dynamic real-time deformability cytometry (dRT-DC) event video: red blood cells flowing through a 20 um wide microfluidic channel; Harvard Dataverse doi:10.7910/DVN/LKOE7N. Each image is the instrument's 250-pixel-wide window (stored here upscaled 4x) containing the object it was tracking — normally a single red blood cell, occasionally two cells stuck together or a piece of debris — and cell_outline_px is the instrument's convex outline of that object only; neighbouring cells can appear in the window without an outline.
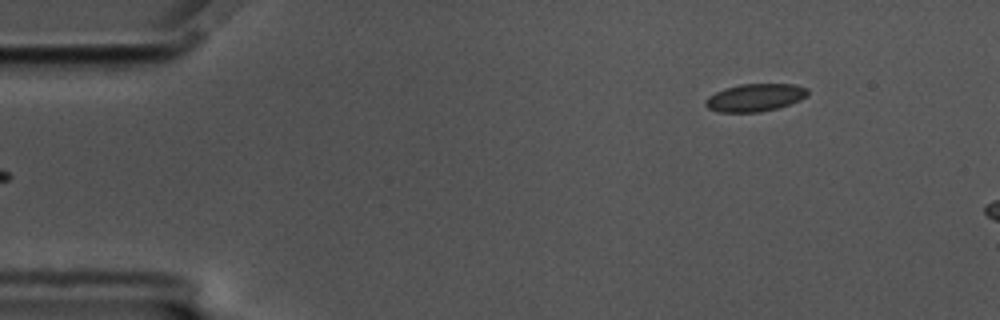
{"species": "common noctule bat (a hibernating species)", "species_latin": "Nyctalus noctula", "temperature_condition": "cold", "stored_images_in_passage": 7, "camera_frame_rate_fps": 3000, "um_per_image_px": 0.085, "animal": {"sex": "male", "body_mass_g": 17.5, "forearm_length_mm": 52.3}, "frame": {"image": 1, "passage_image": 1, "time_ms": 0.0, "image_size_px": [1000, 320], "cell_outline_px": [[808, 96], [800, 100], [780, 108], [760, 112], [720, 112], [708, 108], [704, 104], [704, 100], [708, 96], [724, 88], [740, 84], [796, 84], [808, 88]], "centroid_in_image_um": [64.2, 8.29], "position_along_channel_um": 20.8, "area_um2": 16.7}}